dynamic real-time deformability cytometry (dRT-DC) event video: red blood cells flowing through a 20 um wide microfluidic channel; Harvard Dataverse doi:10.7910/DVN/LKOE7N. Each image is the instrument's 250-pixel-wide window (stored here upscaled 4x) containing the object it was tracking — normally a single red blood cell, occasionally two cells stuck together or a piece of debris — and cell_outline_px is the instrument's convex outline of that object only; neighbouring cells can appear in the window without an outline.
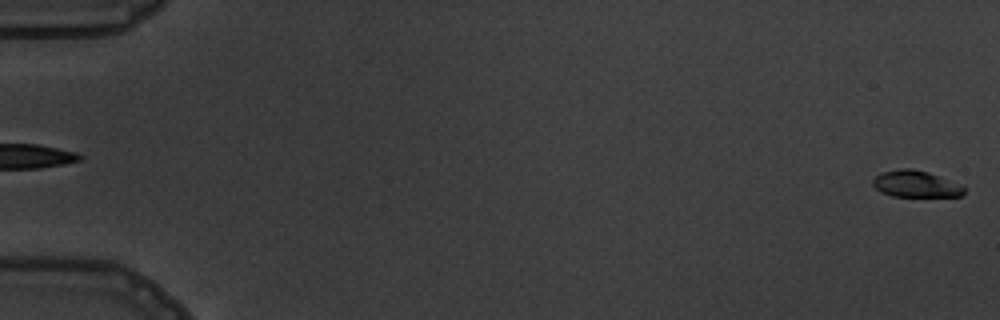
{"species": "common noctule bat (a hibernating species)", "species_latin": "Nyctalus noctula", "temperature_condition": "warm", "stored_images_in_passage": 6, "segment_of_instrument_passage": [2, 2], "camera_frame_rate_fps": 3000, "um_per_image_px": 0.085, "animal": {"sex": "male", "body_mass_g": 19.5, "forearm_length_mm": 54.6}, "frame": {"image": 1, "passage_image": 6, "time_ms": 5.667, "image_size_px": [1000, 320], "cell_outline_px": [[964, 196], [892, 196], [880, 192], [872, 184], [872, 180], [876, 176], [884, 172], [900, 168], [912, 168], [928, 172], [964, 188]], "centroid_in_image_um": [77.77, 15.64], "position_along_channel_um": 7.2, "area_um2": 13.76}}